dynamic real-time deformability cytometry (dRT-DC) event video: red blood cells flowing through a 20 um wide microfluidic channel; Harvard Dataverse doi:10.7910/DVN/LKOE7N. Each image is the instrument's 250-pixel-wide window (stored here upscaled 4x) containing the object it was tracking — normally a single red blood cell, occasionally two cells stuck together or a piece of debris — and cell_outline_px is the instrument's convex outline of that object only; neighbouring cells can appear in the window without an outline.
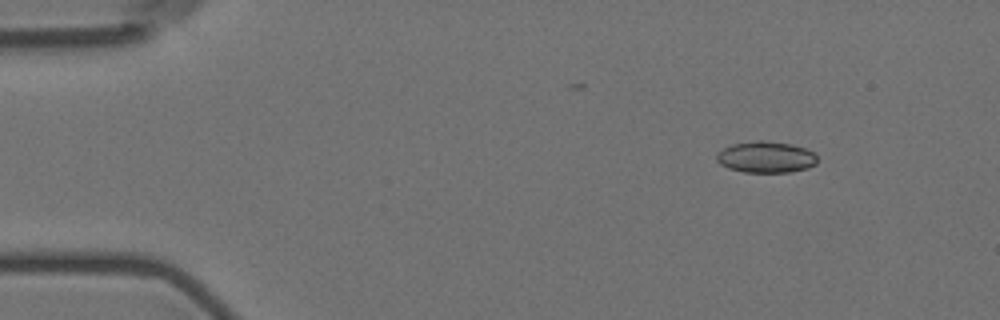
{"species": "Egyptian fruit bat (a non-hibernating species)", "species_latin": "Rousettus aegyptiacus", "temperature_condition": "room temperature", "stored_images_in_passage": 3, "camera_frame_rate_fps": 3000, "um_per_image_px": 0.085, "animal": {"sex": "female"}, "frame": {"image": 1, "passage_image": 1, "time_ms": 0.0, "image_size_px": [1000, 320], "cell_outline_px": [[816, 164], [808, 168], [788, 172], [744, 172], [728, 168], [720, 164], [716, 160], [716, 156], [724, 148], [732, 144], [756, 140], [760, 140], [792, 144], [804, 148], [812, 152], [816, 156]], "centroid_in_image_um": [65.09, 13.35], "position_along_channel_um": 19.9, "area_um2": 18.26}}
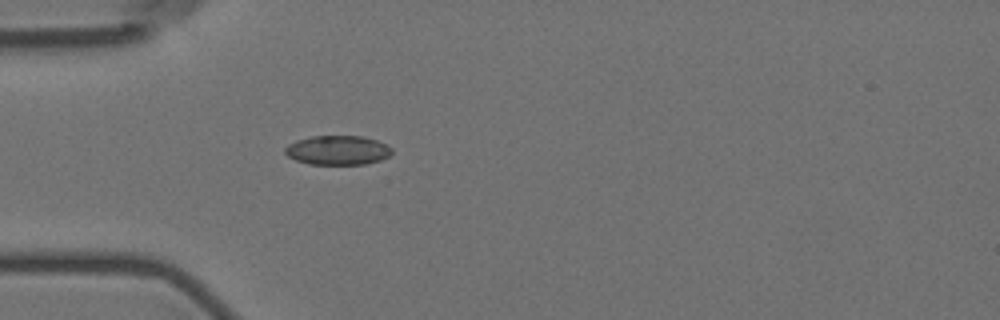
{"frame": {"image": 2, "passage_image": 3, "time_ms": 3.333, "image_size_px": [1000, 320], "cell_outline_px": [[392, 152], [388, 156], [380, 160], [364, 164], [308, 164], [296, 160], [288, 156], [284, 152], [284, 148], [288, 144], [296, 140], [312, 136], [364, 136], [388, 144], [392, 148]], "centroid_in_image_um": [28.7, 12.76], "position_along_channel_um": 56.3, "area_um2": 18.32}}